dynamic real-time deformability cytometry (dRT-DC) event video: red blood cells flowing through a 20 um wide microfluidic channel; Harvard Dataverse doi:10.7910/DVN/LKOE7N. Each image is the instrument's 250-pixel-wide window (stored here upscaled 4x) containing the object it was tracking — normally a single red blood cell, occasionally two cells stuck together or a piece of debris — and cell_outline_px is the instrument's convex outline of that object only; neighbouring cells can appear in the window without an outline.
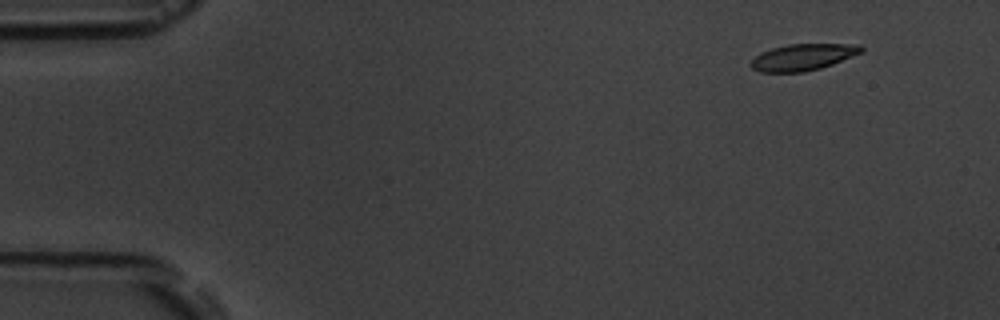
{"species": "common noctule bat (a hibernating species)", "species_latin": "Nyctalus noctula", "temperature_condition": "room temperature", "stored_images_in_passage": 17, "camera_frame_rate_fps": 3000, "um_per_image_px": 0.085, "animal": {"sex": "male", "body_mass_g": 19.5, "forearm_length_mm": 54.6}, "frame": {"image": 1, "passage_image": 2, "time_ms": 1.333, "image_size_px": [1000, 320], "cell_outline_px": [[864, 52], [832, 64], [820, 68], [804, 72], [760, 72], [752, 68], [748, 64], [760, 52], [772, 48], [788, 44], [860, 44], [864, 48]], "centroid_in_image_um": [68.25, 4.85], "position_along_channel_um": 16.7, "area_um2": 17.17}}
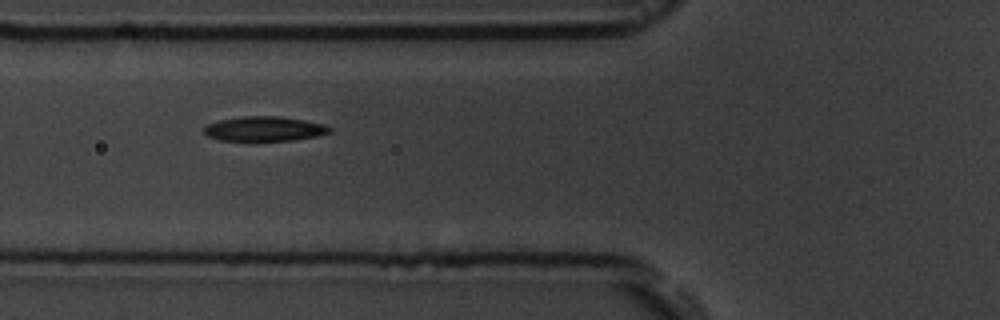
{"frame": {"image": 2, "passage_image": 7, "time_ms": 6.667, "image_size_px": [1000, 320], "cell_outline_px": [[332, 132], [316, 136], [292, 140], [220, 140], [208, 136], [204, 132], [204, 128], [208, 124], [220, 120], [244, 116], [280, 116], [304, 120], [324, 124], [332, 128]], "centroid_in_image_um": [22.5, 10.94], "position_along_channel_um": 103.3, "area_um2": 17.86}}
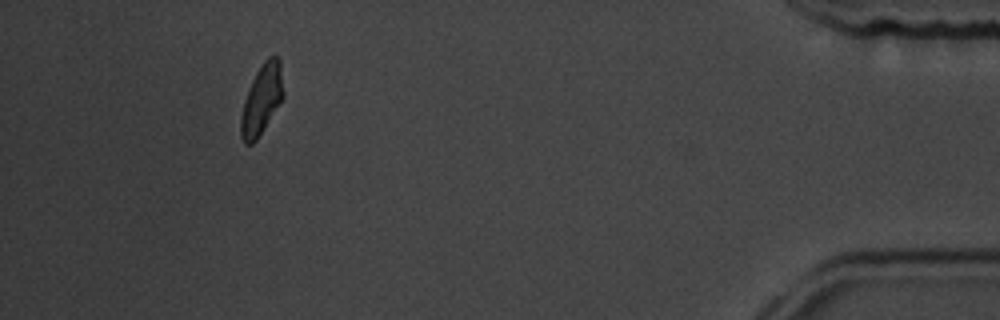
{"frame": {"image": 3, "passage_image": 16, "time_ms": 17.0, "image_size_px": [1000, 320], "cell_outline_px": [[284, 96], [256, 140], [252, 144], [244, 144], [240, 136], [240, 116], [244, 100], [248, 88], [256, 72], [264, 60], [268, 56], [276, 56], [280, 60], [284, 92]], "centroid_in_image_um": [22.23, 8.45], "position_along_channel_um": 413.0, "area_um2": 17.28}, "authors_computed_cell_mechanics": {"area_um2": 17.7446, "velocity_mm_per_s": 3.6128, "shape_relaxation_time_tau1_ms": 2.7995, "shape_relaxation_time_tau2_ms": 3.7631, "deformation_change_tau1": 0.1186, "deformation_change_tau2": 0.0726}}